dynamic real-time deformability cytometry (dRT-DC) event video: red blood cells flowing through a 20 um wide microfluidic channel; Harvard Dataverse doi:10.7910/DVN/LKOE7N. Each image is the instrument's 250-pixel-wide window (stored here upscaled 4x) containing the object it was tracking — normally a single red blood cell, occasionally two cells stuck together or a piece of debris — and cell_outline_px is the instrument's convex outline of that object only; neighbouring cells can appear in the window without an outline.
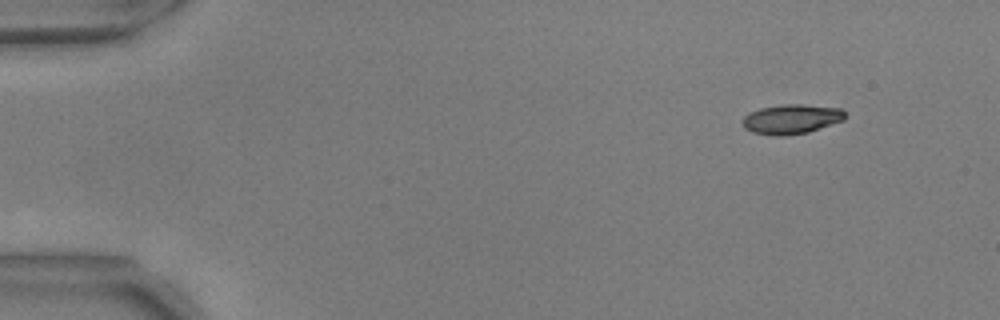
{"species": "common noctule bat (a hibernating species)", "species_latin": "Nyctalus noctula", "temperature_condition": "warm", "stored_images_in_passage": 50, "camera_frame_rate_fps": 3000, "um_per_image_px": 0.085, "animal": {"sex": "male", "body_mass_g": 17.9, "forearm_length_mm": 54.2}, "frame": {"image": 1, "passage_image": 1, "time_ms": 0.0, "image_size_px": [1000, 320], "cell_outline_px": [[848, 116], [844, 120], [808, 132], [784, 136], [776, 136], [752, 132], [744, 128], [744, 116], [748, 112], [760, 108], [784, 104], [804, 104], [840, 108]], "centroid_in_image_um": [67.28, 10.12], "position_along_channel_um": 17.7, "area_um2": 17.74}}
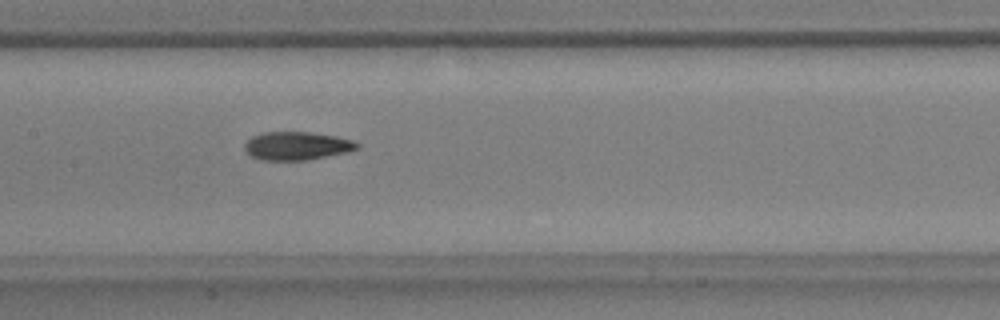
{"frame": {"image": 2, "passage_image": 23, "time_ms": 7.333, "image_size_px": [1000, 320], "cell_outline_px": [[360, 148], [344, 152], [304, 160], [260, 160], [252, 156], [244, 148], [244, 144], [252, 136], [264, 132], [312, 132], [336, 136], [352, 140], [360, 144]], "centroid_in_image_um": [25.22, 12.38], "position_along_channel_um": 182.2, "area_um2": 18.32}}
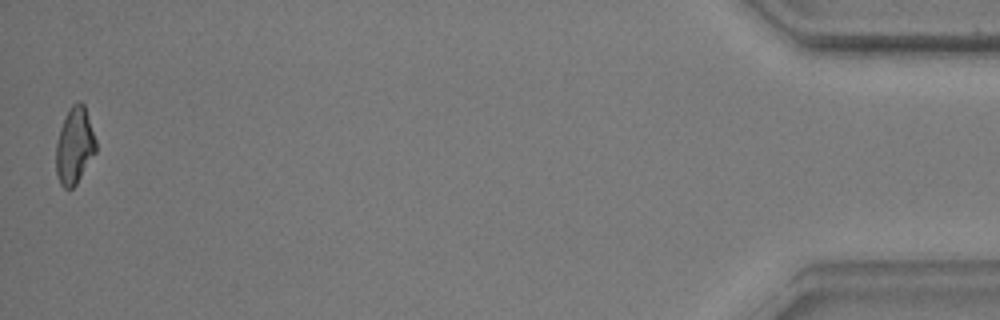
{"frame": {"image": 3, "passage_image": 50, "time_ms": 16.333, "image_size_px": [1000, 320], "cell_outline_px": [[96, 152], [76, 184], [72, 188], [64, 188], [60, 184], [56, 172], [56, 144], [60, 128], [72, 104], [76, 100], [80, 100], [84, 104], [96, 140]], "centroid_in_image_um": [6.34, 12.38], "position_along_channel_um": 428.9, "area_um2": 17.69}, "authors_computed_cell_mechanics": {"area_um2": 18.3804, "velocity_mm_per_s": 3.6957, "shape_relaxation_time_tau1_ms": 4.3569, "shape_relaxation_time_tau2_ms": 2.6835, "deformation_change_tau1": 0.1604, "deformation_change_tau2": 0.0975}}